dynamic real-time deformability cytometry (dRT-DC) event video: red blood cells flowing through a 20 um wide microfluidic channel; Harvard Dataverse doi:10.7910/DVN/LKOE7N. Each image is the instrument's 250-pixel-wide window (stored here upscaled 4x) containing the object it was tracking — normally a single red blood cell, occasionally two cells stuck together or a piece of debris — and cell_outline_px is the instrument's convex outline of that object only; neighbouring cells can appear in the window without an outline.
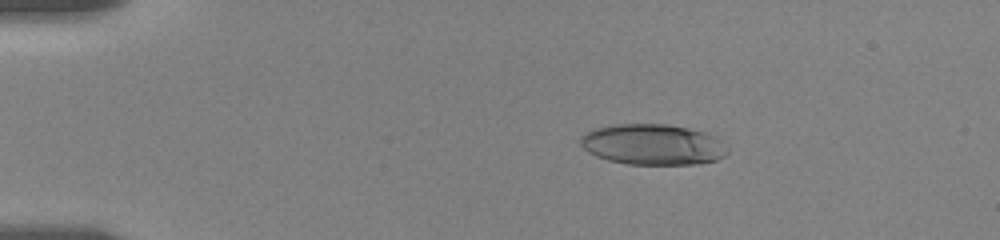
{"species": "human", "species_latin": "Homo sapiens", "temperature_condition": "room temperature", "stored_images_in_passage": 29, "camera_frame_rate_fps": 3000, "um_per_image_px": 0.085, "donor": {"sex": "female"}, "frame": {"image": 1, "passage_image": 7, "time_ms": 3.0, "image_size_px": [1000, 240], "cell_outline_px": [[728, 152], [724, 156], [716, 160], [692, 164], [628, 164], [608, 160], [596, 156], [588, 152], [580, 144], [580, 136], [584, 132], [592, 128], [612, 124], [668, 124], [688, 128], [704, 132], [716, 136], [728, 148]], "centroid_in_image_um": [55.45, 12.27], "position_along_channel_um": 29.5, "area_um2": 35.14}}
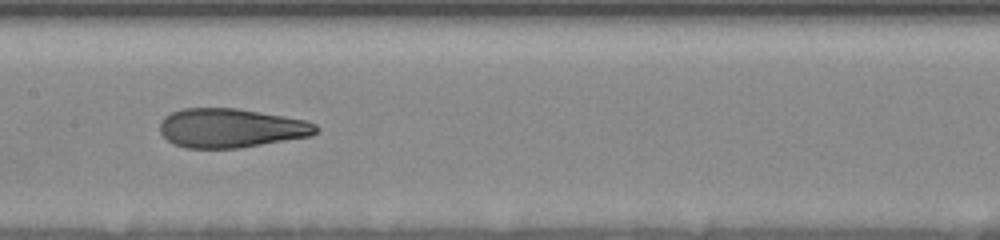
{"frame": {"image": 2, "passage_image": 20, "time_ms": 9.333, "image_size_px": [1000, 240], "cell_outline_px": [[320, 128], [312, 136], [240, 148], [184, 148], [168, 140], [160, 132], [160, 124], [164, 116], [172, 112], [184, 108], [236, 108], [284, 116], [304, 120], [316, 124]], "centroid_in_image_um": [19.64, 10.89], "position_along_channel_um": 187.8, "area_um2": 35.6}}
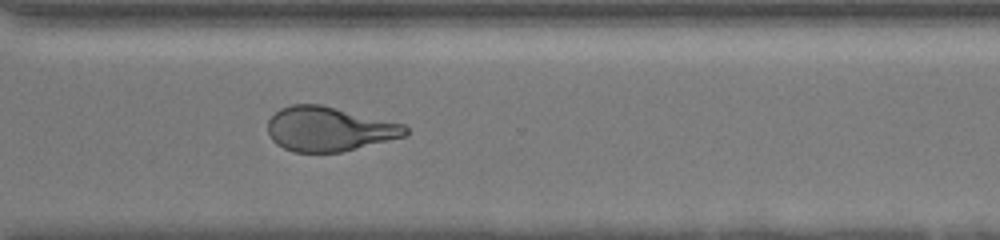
{"frame": {"image": 3, "passage_image": 29, "time_ms": 13.667, "image_size_px": [1000, 240], "cell_outline_px": [[408, 132], [404, 136], [340, 152], [292, 152], [276, 144], [272, 140], [268, 132], [268, 120], [280, 108], [292, 104], [320, 104], [404, 124], [408, 128]], "centroid_in_image_um": [27.93, 10.96], "position_along_channel_um": 342.7, "area_um2": 35.37}}